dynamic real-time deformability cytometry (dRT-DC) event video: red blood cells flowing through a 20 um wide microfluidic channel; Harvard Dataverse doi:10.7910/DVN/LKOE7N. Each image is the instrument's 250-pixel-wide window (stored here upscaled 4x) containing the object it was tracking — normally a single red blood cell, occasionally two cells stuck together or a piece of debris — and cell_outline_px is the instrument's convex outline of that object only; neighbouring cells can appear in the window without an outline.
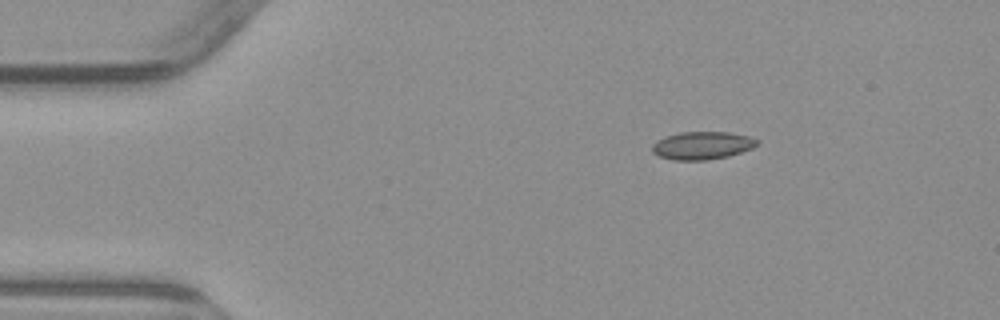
{"species": "common noctule bat (a hibernating species)", "species_latin": "Nyctalus noctula", "temperature_condition": "warm", "stored_images_in_passage": 2, "camera_frame_rate_fps": 3000, "um_per_image_px": 0.085, "animal": {"sex": "male", "body_mass_g": 23.1, "forearm_length_mm": 52.7}, "frame": {"image": 1, "passage_image": 1, "time_ms": 0.0, "image_size_px": [1000, 320], "cell_outline_px": [[760, 144], [752, 148], [728, 156], [708, 160], [676, 160], [660, 156], [652, 152], [652, 144], [656, 140], [664, 136], [680, 132], [728, 132], [748, 136], [760, 140]], "centroid_in_image_um": [59.69, 12.36], "position_along_channel_um": 25.3, "area_um2": 17.11}}